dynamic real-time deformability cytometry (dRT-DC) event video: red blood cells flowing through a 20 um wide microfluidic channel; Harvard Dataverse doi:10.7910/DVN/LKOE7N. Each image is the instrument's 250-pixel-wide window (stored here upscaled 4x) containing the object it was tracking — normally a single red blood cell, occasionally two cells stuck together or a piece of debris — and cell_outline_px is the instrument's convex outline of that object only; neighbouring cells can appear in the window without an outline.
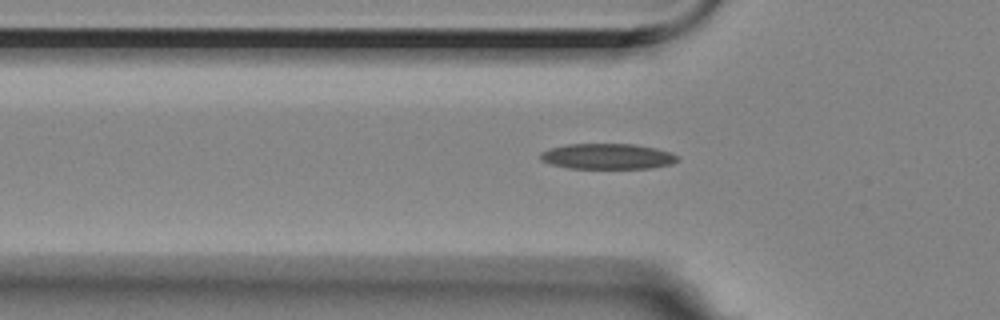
{"species": "Egyptian fruit bat (a non-hibernating species)", "species_latin": "Rousettus aegyptiacus", "temperature_condition": "room temperature", "stored_images_in_passage": 41, "camera_frame_rate_fps": 3000, "um_per_image_px": 0.085, "animal": {"sex": "female"}, "frame": {"image": 1, "passage_image": 9, "time_ms": 2.667, "image_size_px": [1000, 320], "cell_outline_px": [[680, 160], [672, 164], [652, 168], [568, 168], [548, 164], [540, 160], [540, 152], [548, 148], [568, 144], [632, 144], [656, 148], [672, 152]], "centroid_in_image_um": [51.61, 13.29], "position_along_channel_um": 74.2, "area_um2": 20.63}}
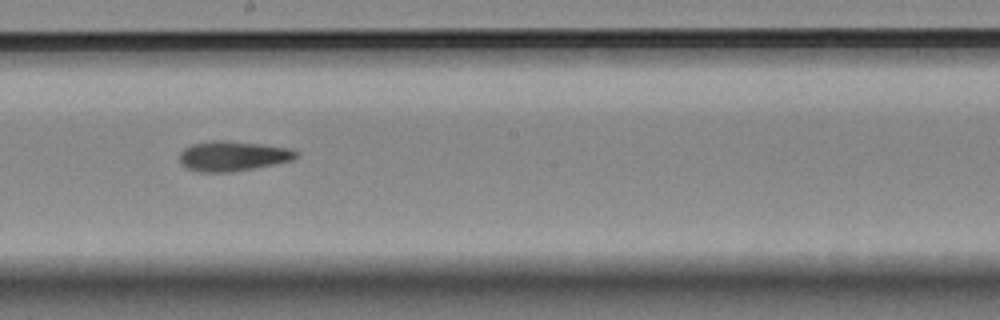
{"frame": {"image": 2, "passage_image": 22, "time_ms": 7.0, "image_size_px": [1000, 320], "cell_outline_px": [[300, 152], [292, 160], [276, 164], [232, 172], [200, 172], [188, 168], [180, 164], [180, 152], [184, 148], [192, 144], [208, 140], [228, 140], [292, 148]], "centroid_in_image_um": [19.79, 13.25], "position_along_channel_um": 228.4, "area_um2": 20.58}}
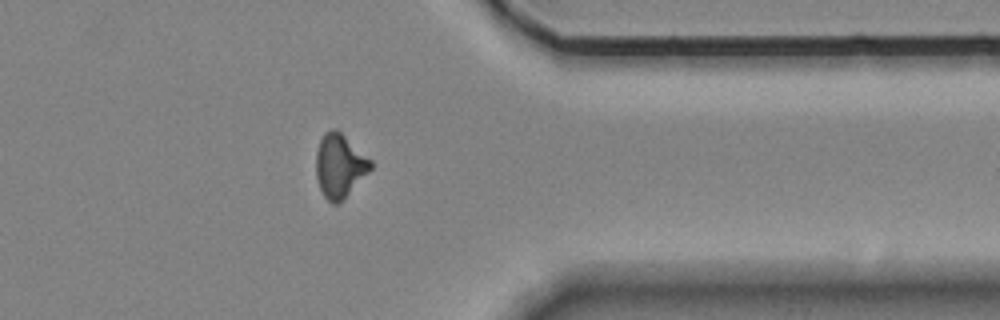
{"frame": {"image": 3, "passage_image": 36, "time_ms": 11.667, "image_size_px": [1000, 320], "cell_outline_px": [[372, 168], [344, 200], [336, 204], [332, 204], [324, 196], [320, 188], [316, 176], [316, 152], [320, 140], [324, 132], [332, 128], [336, 128], [372, 160]], "centroid_in_image_um": [28.87, 14.09], "position_along_channel_um": 382.5, "area_um2": 20.35}, "authors_computed_cell_mechanics": {"area_um2": 20.1144, "velocity_mm_per_s": 3.5338, "shape_relaxation_time_tau1_ms": null, "shape_relaxation_time_tau2_ms": 5.599, "deformation_change_tau1": null, "deformation_change_tau2": 0.1291}}